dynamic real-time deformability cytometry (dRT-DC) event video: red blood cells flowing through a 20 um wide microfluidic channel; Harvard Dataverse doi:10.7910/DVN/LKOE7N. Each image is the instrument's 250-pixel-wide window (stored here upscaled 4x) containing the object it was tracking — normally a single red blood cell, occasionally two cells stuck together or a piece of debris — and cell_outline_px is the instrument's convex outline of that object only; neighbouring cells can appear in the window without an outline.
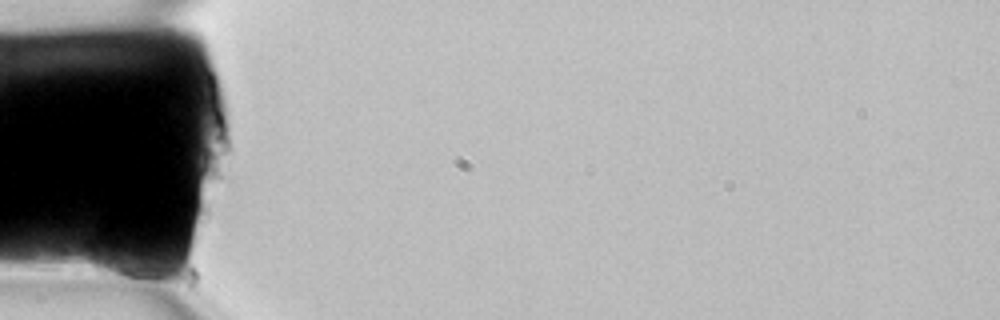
{"species": "common noctule bat (a hibernating species)", "species_latin": "Nyctalus noctula", "temperature_condition": "room temperature", "stored_images_in_passage": 2, "camera_frame_rate_fps": 3000, "um_per_image_px": 0.085, "animal": {"sex": "female", "body_mass_g": 22.7, "forearm_length_mm": 54.2}, "frame": {"image": 1, "passage_image": 1, "time_ms": 0.0, "image_size_px": [1000, 320], "cell_outline_px": [[160, 272], [156, 288], [92, 272], [88, 264], [88, 256], [92, 240], [96, 236], [136, 252]], "centroid_in_image_um": [10.28, 22.39], "position_along_channel_um": 74.7, "area_um2": 15.32}}